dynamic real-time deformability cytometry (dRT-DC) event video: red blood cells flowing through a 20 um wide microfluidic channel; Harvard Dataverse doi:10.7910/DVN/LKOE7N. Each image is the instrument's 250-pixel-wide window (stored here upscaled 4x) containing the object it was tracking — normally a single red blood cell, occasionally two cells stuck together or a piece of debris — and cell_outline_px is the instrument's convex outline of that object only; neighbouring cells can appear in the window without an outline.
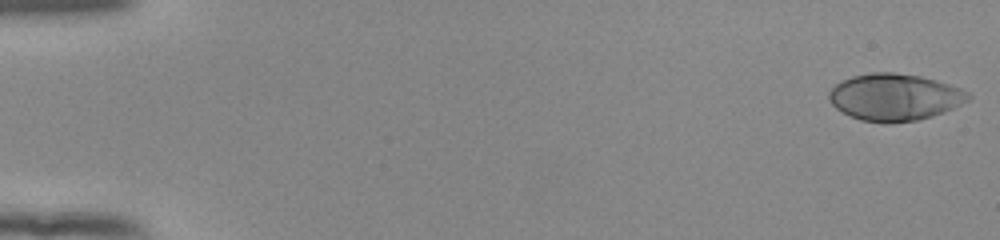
{"species": "human", "species_latin": "Homo sapiens", "temperature_condition": "room temperature", "stored_images_in_passage": 52, "camera_frame_rate_fps": 3000, "um_per_image_px": 0.085, "donor": {"sex": "female"}, "frame": {"image": 1, "passage_image": 1, "time_ms": 0.0, "image_size_px": [1000, 240], "cell_outline_px": [[972, 96], [968, 100], [944, 112], [932, 116], [916, 120], [884, 124], [860, 120], [836, 108], [828, 100], [828, 92], [836, 84], [852, 76], [872, 72], [892, 72], [920, 76], [936, 80], [960, 88], [968, 92]], "centroid_in_image_um": [76.03, 8.26], "position_along_channel_um": 9.0, "area_um2": 37.97}}
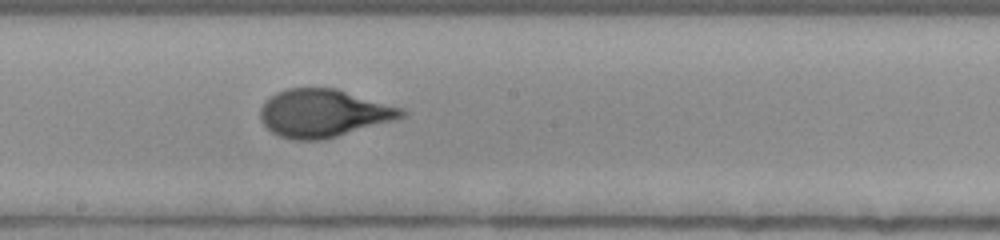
{"frame": {"image": 2, "passage_image": 30, "time_ms": 9.667, "image_size_px": [1000, 240], "cell_outline_px": [[408, 112], [404, 116], [396, 120], [324, 140], [296, 140], [280, 136], [272, 132], [260, 120], [260, 108], [276, 92], [288, 88], [336, 88], [404, 108]], "centroid_in_image_um": [27.54, 9.62], "position_along_channel_um": 220.7, "area_um2": 39.48}}
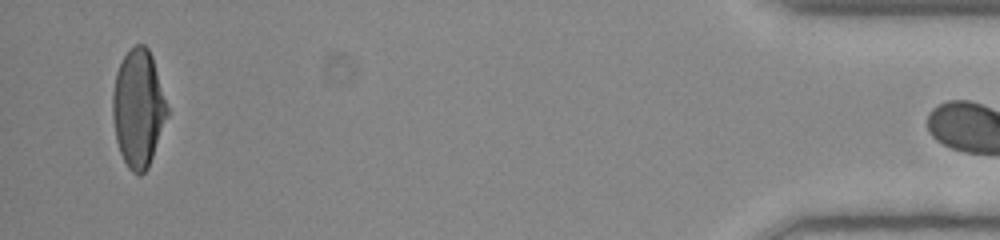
{"frame": {"image": 3, "passage_image": 51, "time_ms": 16.667, "image_size_px": [1000, 240], "cell_outline_px": [[168, 116], [148, 168], [140, 176], [132, 172], [128, 168], [120, 152], [116, 140], [112, 116], [112, 92], [116, 72], [128, 48], [136, 44], [144, 44], [148, 48], [152, 56], [168, 108]], "centroid_in_image_um": [11.74, 9.21], "position_along_channel_um": 423.5, "area_um2": 37.51}}